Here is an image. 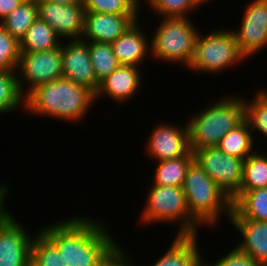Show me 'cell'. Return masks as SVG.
Returning <instances> with one entry per match:
<instances>
[{"label":"cell","mask_w":267,"mask_h":266,"mask_svg":"<svg viewBox=\"0 0 267 266\" xmlns=\"http://www.w3.org/2000/svg\"><path fill=\"white\" fill-rule=\"evenodd\" d=\"M40 231L63 255L66 266H101L118 246L102 222L81 215L46 225Z\"/></svg>","instance_id":"6da1fadb"},{"label":"cell","mask_w":267,"mask_h":266,"mask_svg":"<svg viewBox=\"0 0 267 266\" xmlns=\"http://www.w3.org/2000/svg\"><path fill=\"white\" fill-rule=\"evenodd\" d=\"M95 100L91 90L62 77L32 90L25 97L23 109L31 114L77 122L84 119Z\"/></svg>","instance_id":"7a4b0ae2"},{"label":"cell","mask_w":267,"mask_h":266,"mask_svg":"<svg viewBox=\"0 0 267 266\" xmlns=\"http://www.w3.org/2000/svg\"><path fill=\"white\" fill-rule=\"evenodd\" d=\"M244 120V96L231 95L216 100L186 122L190 150L217 147L221 138Z\"/></svg>","instance_id":"3957f363"},{"label":"cell","mask_w":267,"mask_h":266,"mask_svg":"<svg viewBox=\"0 0 267 266\" xmlns=\"http://www.w3.org/2000/svg\"><path fill=\"white\" fill-rule=\"evenodd\" d=\"M182 189L186 195L188 211L200 225L214 227L221 214L226 213V217H230L232 200L195 160L188 167Z\"/></svg>","instance_id":"277c9868"},{"label":"cell","mask_w":267,"mask_h":266,"mask_svg":"<svg viewBox=\"0 0 267 266\" xmlns=\"http://www.w3.org/2000/svg\"><path fill=\"white\" fill-rule=\"evenodd\" d=\"M144 205L139 217L144 224L178 222L177 236L198 234L197 227L201 225L190 215L182 187L153 184Z\"/></svg>","instance_id":"5b68a950"},{"label":"cell","mask_w":267,"mask_h":266,"mask_svg":"<svg viewBox=\"0 0 267 266\" xmlns=\"http://www.w3.org/2000/svg\"><path fill=\"white\" fill-rule=\"evenodd\" d=\"M188 18H162L151 39V54L155 59L181 63L189 68L199 35Z\"/></svg>","instance_id":"8992f818"},{"label":"cell","mask_w":267,"mask_h":266,"mask_svg":"<svg viewBox=\"0 0 267 266\" xmlns=\"http://www.w3.org/2000/svg\"><path fill=\"white\" fill-rule=\"evenodd\" d=\"M246 57L240 52L233 30L213 31L203 36L199 32L189 70L211 74L237 65ZM194 69V70H193Z\"/></svg>","instance_id":"52a82bcc"},{"label":"cell","mask_w":267,"mask_h":266,"mask_svg":"<svg viewBox=\"0 0 267 266\" xmlns=\"http://www.w3.org/2000/svg\"><path fill=\"white\" fill-rule=\"evenodd\" d=\"M191 151L196 163L232 200L240 190L244 159L229 156L217 147Z\"/></svg>","instance_id":"ba28073f"},{"label":"cell","mask_w":267,"mask_h":266,"mask_svg":"<svg viewBox=\"0 0 267 266\" xmlns=\"http://www.w3.org/2000/svg\"><path fill=\"white\" fill-rule=\"evenodd\" d=\"M16 72L19 89L24 97L37 86L62 78L61 46L48 51L21 52ZM26 84L29 88L25 92Z\"/></svg>","instance_id":"9c48e42d"},{"label":"cell","mask_w":267,"mask_h":266,"mask_svg":"<svg viewBox=\"0 0 267 266\" xmlns=\"http://www.w3.org/2000/svg\"><path fill=\"white\" fill-rule=\"evenodd\" d=\"M239 30H233L240 52L248 59L267 47V0L246 5Z\"/></svg>","instance_id":"30bf717a"},{"label":"cell","mask_w":267,"mask_h":266,"mask_svg":"<svg viewBox=\"0 0 267 266\" xmlns=\"http://www.w3.org/2000/svg\"><path fill=\"white\" fill-rule=\"evenodd\" d=\"M38 18L53 28L62 38L79 40L84 29V4H60L52 1H37ZM72 37V38H71Z\"/></svg>","instance_id":"8fae6325"},{"label":"cell","mask_w":267,"mask_h":266,"mask_svg":"<svg viewBox=\"0 0 267 266\" xmlns=\"http://www.w3.org/2000/svg\"><path fill=\"white\" fill-rule=\"evenodd\" d=\"M24 228L11 213L0 224V266H31L34 236Z\"/></svg>","instance_id":"7c38bea8"},{"label":"cell","mask_w":267,"mask_h":266,"mask_svg":"<svg viewBox=\"0 0 267 266\" xmlns=\"http://www.w3.org/2000/svg\"><path fill=\"white\" fill-rule=\"evenodd\" d=\"M184 125L157 124L149 135L146 155L157 162L187 156L191 150L187 123Z\"/></svg>","instance_id":"4fadbf2b"},{"label":"cell","mask_w":267,"mask_h":266,"mask_svg":"<svg viewBox=\"0 0 267 266\" xmlns=\"http://www.w3.org/2000/svg\"><path fill=\"white\" fill-rule=\"evenodd\" d=\"M61 43L63 78L83 86L96 94L99 82L96 79L88 50V42L81 39Z\"/></svg>","instance_id":"5bb4252c"},{"label":"cell","mask_w":267,"mask_h":266,"mask_svg":"<svg viewBox=\"0 0 267 266\" xmlns=\"http://www.w3.org/2000/svg\"><path fill=\"white\" fill-rule=\"evenodd\" d=\"M138 19V15L85 12L81 40L111 44Z\"/></svg>","instance_id":"9a60e30c"},{"label":"cell","mask_w":267,"mask_h":266,"mask_svg":"<svg viewBox=\"0 0 267 266\" xmlns=\"http://www.w3.org/2000/svg\"><path fill=\"white\" fill-rule=\"evenodd\" d=\"M140 68L120 65L107 78L100 82L95 94L96 100L103 95L118 103L125 102L135 96L141 87Z\"/></svg>","instance_id":"2e32d148"},{"label":"cell","mask_w":267,"mask_h":266,"mask_svg":"<svg viewBox=\"0 0 267 266\" xmlns=\"http://www.w3.org/2000/svg\"><path fill=\"white\" fill-rule=\"evenodd\" d=\"M229 220L243 237L235 247L256 262L267 266V221L246 218H229Z\"/></svg>","instance_id":"e0dca14e"},{"label":"cell","mask_w":267,"mask_h":266,"mask_svg":"<svg viewBox=\"0 0 267 266\" xmlns=\"http://www.w3.org/2000/svg\"><path fill=\"white\" fill-rule=\"evenodd\" d=\"M139 20L135 21L121 36H119L111 47L119 63L126 66L141 67L146 55L151 53V44L148 45L144 31L138 26ZM143 31V32H142ZM150 50V51H149ZM149 52V53H148Z\"/></svg>","instance_id":"ac0fdd59"},{"label":"cell","mask_w":267,"mask_h":266,"mask_svg":"<svg viewBox=\"0 0 267 266\" xmlns=\"http://www.w3.org/2000/svg\"><path fill=\"white\" fill-rule=\"evenodd\" d=\"M197 236L176 235L170 248L152 266H204Z\"/></svg>","instance_id":"d6986e66"},{"label":"cell","mask_w":267,"mask_h":266,"mask_svg":"<svg viewBox=\"0 0 267 266\" xmlns=\"http://www.w3.org/2000/svg\"><path fill=\"white\" fill-rule=\"evenodd\" d=\"M58 38L55 30L37 17L20 40V51L40 52L56 49L62 43Z\"/></svg>","instance_id":"ffe728a7"},{"label":"cell","mask_w":267,"mask_h":266,"mask_svg":"<svg viewBox=\"0 0 267 266\" xmlns=\"http://www.w3.org/2000/svg\"><path fill=\"white\" fill-rule=\"evenodd\" d=\"M229 218L267 221V188L246 191L233 204Z\"/></svg>","instance_id":"44dd1931"},{"label":"cell","mask_w":267,"mask_h":266,"mask_svg":"<svg viewBox=\"0 0 267 266\" xmlns=\"http://www.w3.org/2000/svg\"><path fill=\"white\" fill-rule=\"evenodd\" d=\"M267 188V156L255 151L244 160L243 177L234 204L246 191Z\"/></svg>","instance_id":"7402d4cb"},{"label":"cell","mask_w":267,"mask_h":266,"mask_svg":"<svg viewBox=\"0 0 267 266\" xmlns=\"http://www.w3.org/2000/svg\"><path fill=\"white\" fill-rule=\"evenodd\" d=\"M253 137L248 122L244 120L221 138L217 148L229 156L245 160L255 152Z\"/></svg>","instance_id":"603a6c76"},{"label":"cell","mask_w":267,"mask_h":266,"mask_svg":"<svg viewBox=\"0 0 267 266\" xmlns=\"http://www.w3.org/2000/svg\"><path fill=\"white\" fill-rule=\"evenodd\" d=\"M194 161L191 151L187 156L157 162L153 183L161 186L182 187L188 167Z\"/></svg>","instance_id":"cb8c5ba5"},{"label":"cell","mask_w":267,"mask_h":266,"mask_svg":"<svg viewBox=\"0 0 267 266\" xmlns=\"http://www.w3.org/2000/svg\"><path fill=\"white\" fill-rule=\"evenodd\" d=\"M37 17V2L21 3L0 23L20 42Z\"/></svg>","instance_id":"d4e9b609"},{"label":"cell","mask_w":267,"mask_h":266,"mask_svg":"<svg viewBox=\"0 0 267 266\" xmlns=\"http://www.w3.org/2000/svg\"><path fill=\"white\" fill-rule=\"evenodd\" d=\"M20 106L25 107L16 70L0 71V115L12 113Z\"/></svg>","instance_id":"484cf974"},{"label":"cell","mask_w":267,"mask_h":266,"mask_svg":"<svg viewBox=\"0 0 267 266\" xmlns=\"http://www.w3.org/2000/svg\"><path fill=\"white\" fill-rule=\"evenodd\" d=\"M88 50L99 83L121 65L109 43L88 42Z\"/></svg>","instance_id":"4316f807"},{"label":"cell","mask_w":267,"mask_h":266,"mask_svg":"<svg viewBox=\"0 0 267 266\" xmlns=\"http://www.w3.org/2000/svg\"><path fill=\"white\" fill-rule=\"evenodd\" d=\"M31 266H66L63 255L40 230L32 242Z\"/></svg>","instance_id":"83f0119b"},{"label":"cell","mask_w":267,"mask_h":266,"mask_svg":"<svg viewBox=\"0 0 267 266\" xmlns=\"http://www.w3.org/2000/svg\"><path fill=\"white\" fill-rule=\"evenodd\" d=\"M251 100L244 97L245 120L252 132L257 130L267 138V90H257Z\"/></svg>","instance_id":"f1b7e54d"},{"label":"cell","mask_w":267,"mask_h":266,"mask_svg":"<svg viewBox=\"0 0 267 266\" xmlns=\"http://www.w3.org/2000/svg\"><path fill=\"white\" fill-rule=\"evenodd\" d=\"M140 0H84L85 12L139 15Z\"/></svg>","instance_id":"f546056e"},{"label":"cell","mask_w":267,"mask_h":266,"mask_svg":"<svg viewBox=\"0 0 267 266\" xmlns=\"http://www.w3.org/2000/svg\"><path fill=\"white\" fill-rule=\"evenodd\" d=\"M20 53V42L0 23V71L16 70Z\"/></svg>","instance_id":"4dcf8cb0"},{"label":"cell","mask_w":267,"mask_h":266,"mask_svg":"<svg viewBox=\"0 0 267 266\" xmlns=\"http://www.w3.org/2000/svg\"><path fill=\"white\" fill-rule=\"evenodd\" d=\"M147 3L162 18H190L189 11L198 8L193 0H148Z\"/></svg>","instance_id":"1f68e13d"},{"label":"cell","mask_w":267,"mask_h":266,"mask_svg":"<svg viewBox=\"0 0 267 266\" xmlns=\"http://www.w3.org/2000/svg\"><path fill=\"white\" fill-rule=\"evenodd\" d=\"M204 266H264L256 262L249 255L242 253L236 247L226 253L222 258L214 263H204Z\"/></svg>","instance_id":"d6a6232c"},{"label":"cell","mask_w":267,"mask_h":266,"mask_svg":"<svg viewBox=\"0 0 267 266\" xmlns=\"http://www.w3.org/2000/svg\"><path fill=\"white\" fill-rule=\"evenodd\" d=\"M121 246H117L103 261L101 266H135ZM128 257V258H127Z\"/></svg>","instance_id":"836d02e7"},{"label":"cell","mask_w":267,"mask_h":266,"mask_svg":"<svg viewBox=\"0 0 267 266\" xmlns=\"http://www.w3.org/2000/svg\"><path fill=\"white\" fill-rule=\"evenodd\" d=\"M20 4L18 0H0V22Z\"/></svg>","instance_id":"e575fe53"},{"label":"cell","mask_w":267,"mask_h":266,"mask_svg":"<svg viewBox=\"0 0 267 266\" xmlns=\"http://www.w3.org/2000/svg\"><path fill=\"white\" fill-rule=\"evenodd\" d=\"M8 195V185H2L0 186V224L4 219L10 214L9 210L7 211L4 206V200L7 198Z\"/></svg>","instance_id":"d590c367"},{"label":"cell","mask_w":267,"mask_h":266,"mask_svg":"<svg viewBox=\"0 0 267 266\" xmlns=\"http://www.w3.org/2000/svg\"><path fill=\"white\" fill-rule=\"evenodd\" d=\"M38 1H52L60 4H69V5L81 4L84 2V0H38Z\"/></svg>","instance_id":"8d00e7d4"},{"label":"cell","mask_w":267,"mask_h":266,"mask_svg":"<svg viewBox=\"0 0 267 266\" xmlns=\"http://www.w3.org/2000/svg\"><path fill=\"white\" fill-rule=\"evenodd\" d=\"M208 1H210V0H193V2L195 3V5H196L197 7H199V6L203 5V4H205L206 2L208 3Z\"/></svg>","instance_id":"74e56055"},{"label":"cell","mask_w":267,"mask_h":266,"mask_svg":"<svg viewBox=\"0 0 267 266\" xmlns=\"http://www.w3.org/2000/svg\"><path fill=\"white\" fill-rule=\"evenodd\" d=\"M20 3L37 2L38 0H18Z\"/></svg>","instance_id":"f35d334b"}]
</instances>
